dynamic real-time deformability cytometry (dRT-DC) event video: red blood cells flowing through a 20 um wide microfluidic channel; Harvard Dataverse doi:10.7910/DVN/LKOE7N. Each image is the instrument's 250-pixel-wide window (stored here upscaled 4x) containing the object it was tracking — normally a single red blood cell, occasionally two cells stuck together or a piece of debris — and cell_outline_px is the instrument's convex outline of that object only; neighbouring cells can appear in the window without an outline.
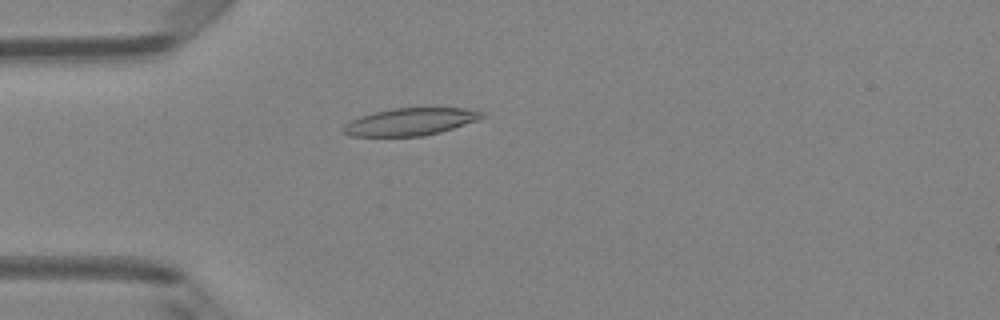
{"species": "Egyptian fruit bat (a non-hibernating species)", "species_latin": "Rousettus aegyptiacus", "temperature_condition": "room temperature", "stored_images_in_passage": 4, "camera_frame_rate_fps": 3000, "um_per_image_px": 0.085, "animal": {"sex": "female"}, "frame": {"image": 1, "passage_image": 4, "time_ms": 1.0, "image_size_px": [1000, 320], "cell_outline_px": [[488, 116], [480, 120], [440, 132], [424, 136], [348, 136], [340, 132], [340, 128], [344, 124], [360, 116], [392, 108], [468, 108], [484, 112]], "centroid_in_image_um": [34.9, 10.35], "position_along_channel_um": 50.1, "area_um2": 22.43}}